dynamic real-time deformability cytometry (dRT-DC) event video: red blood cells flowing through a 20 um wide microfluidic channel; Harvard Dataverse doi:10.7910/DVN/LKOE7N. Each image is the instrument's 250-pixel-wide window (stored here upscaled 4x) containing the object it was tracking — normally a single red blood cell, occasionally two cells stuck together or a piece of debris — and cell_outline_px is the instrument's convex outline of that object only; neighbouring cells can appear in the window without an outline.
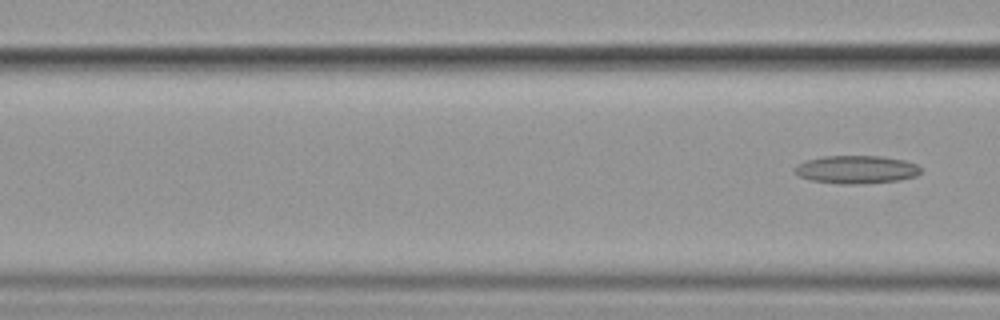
{"species": "common noctule bat (a hibernating species)", "species_latin": "Nyctalus noctula", "temperature_condition": "cold", "stored_images_in_passage": 9, "segment_of_instrument_passage": [2, 2], "camera_frame_rate_fps": 3000, "um_per_image_px": 0.085, "animal": {"sex": "female", "body_mass_g": 19.9}, "frame": {"image": 1, "passage_image": 9, "time_ms": 9.333, "image_size_px": [1000, 320], "cell_outline_px": [[920, 172], [916, 176], [900, 180], [864, 184], [840, 184], [812, 180], [800, 176], [792, 168], [796, 164], [804, 160], [820, 156], [880, 156], [904, 160], [916, 164], [920, 168]], "centroid_in_image_um": [72.76, 14.41], "position_along_channel_um": 93.8, "area_um2": 20.75}}